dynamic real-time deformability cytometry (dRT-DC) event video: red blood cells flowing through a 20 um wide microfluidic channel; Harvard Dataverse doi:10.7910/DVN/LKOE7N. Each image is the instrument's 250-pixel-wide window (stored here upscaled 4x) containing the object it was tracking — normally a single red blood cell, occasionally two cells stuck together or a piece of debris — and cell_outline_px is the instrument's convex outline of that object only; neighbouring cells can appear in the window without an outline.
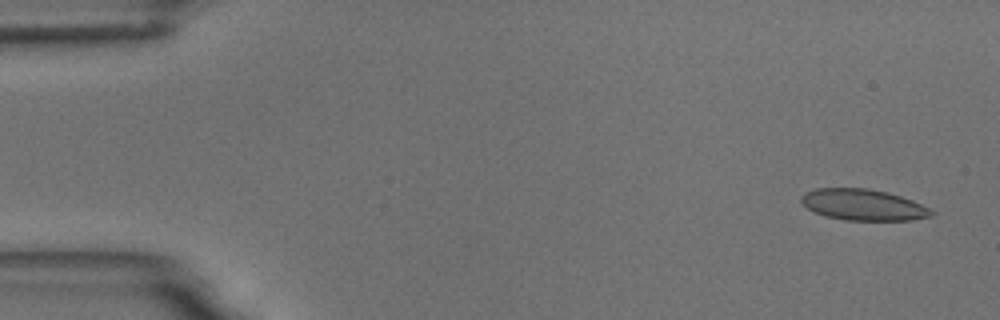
{"species": "common noctule bat (a hibernating species)", "species_latin": "Nyctalus noctula", "temperature_condition": "room temperature", "stored_images_in_passage": 5, "camera_frame_rate_fps": 3000, "um_per_image_px": 0.085, "animal": {"sex": "male", "body_mass_g": 18.8}, "frame": {"image": 1, "passage_image": 1, "time_ms": 0.0, "image_size_px": [1000, 320], "cell_outline_px": [[936, 212], [932, 216], [912, 220], [844, 220], [824, 216], [808, 208], [800, 200], [800, 196], [804, 192], [816, 188], [868, 188], [888, 192], [912, 200]], "centroid_in_image_um": [73.36, 17.4], "position_along_channel_um": 11.6, "area_um2": 23.7}}
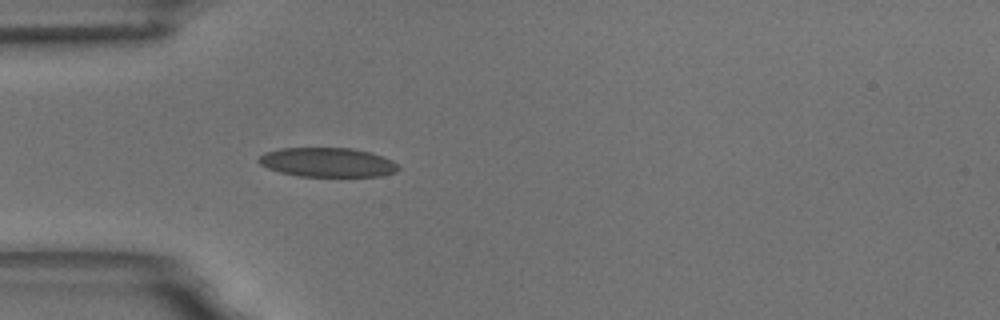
{"frame": {"image": 2, "passage_image": 5, "time_ms": 4.667, "image_size_px": [1000, 320], "cell_outline_px": [[400, 168], [396, 172], [380, 176], [296, 176], [280, 172], [268, 168], [260, 164], [256, 160], [264, 152], [280, 148], [352, 148], [368, 152], [392, 160]], "centroid_in_image_um": [27.8, 13.8], "position_along_channel_um": 57.2, "area_um2": 23.76}}